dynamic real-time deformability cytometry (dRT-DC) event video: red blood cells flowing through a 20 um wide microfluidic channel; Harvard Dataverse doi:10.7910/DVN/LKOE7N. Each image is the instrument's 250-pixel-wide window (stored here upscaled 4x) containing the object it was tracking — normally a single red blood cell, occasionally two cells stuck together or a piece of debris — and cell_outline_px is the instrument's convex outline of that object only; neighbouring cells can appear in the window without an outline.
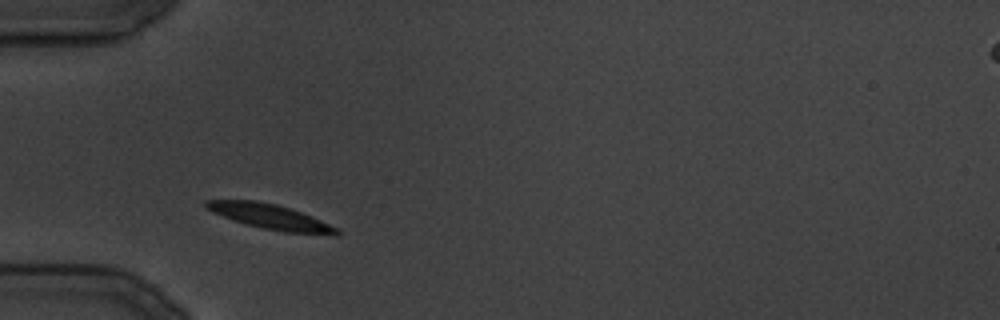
{"species": "common noctule bat (a hibernating species)", "species_latin": "Nyctalus noctula", "temperature_condition": "cold", "stored_images_in_passage": 77, "camera_frame_rate_fps": 3000, "um_per_image_px": 0.085, "animal": {"sex": "male", "body_mass_g": 19.5, "forearm_length_mm": 54.6}, "frame": {"image": 1, "passage_image": 1, "time_ms": 0.0, "image_size_px": [1000, 320], "cell_outline_px": [[344, 232], [336, 236], [332, 236], [284, 232], [244, 224], [232, 220], [212, 212], [204, 208], [204, 204], [208, 200], [256, 200], [276, 204], [300, 212], [340, 228]], "centroid_in_image_um": [23.04, 18.45], "position_along_channel_um": 62.0, "area_um2": 19.31}}
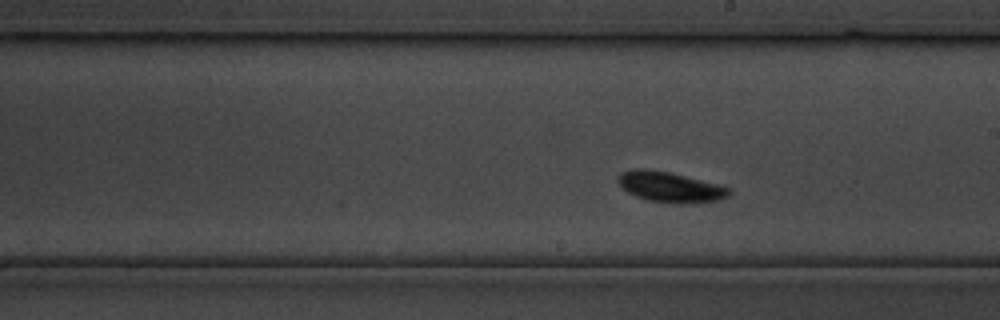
{"frame": {"image": 2, "passage_image": 35, "time_ms": 11.333, "image_size_px": [1000, 320], "cell_outline_px": [[732, 192], [728, 196], [716, 200], [684, 204], [676, 204], [648, 200], [636, 196], [628, 192], [616, 180], [616, 176], [620, 172], [632, 168], [648, 168], [668, 172], [716, 184], [728, 188]], "centroid_in_image_um": [56.88, 15.88], "position_along_channel_um": 232.1, "area_um2": 19.54}}
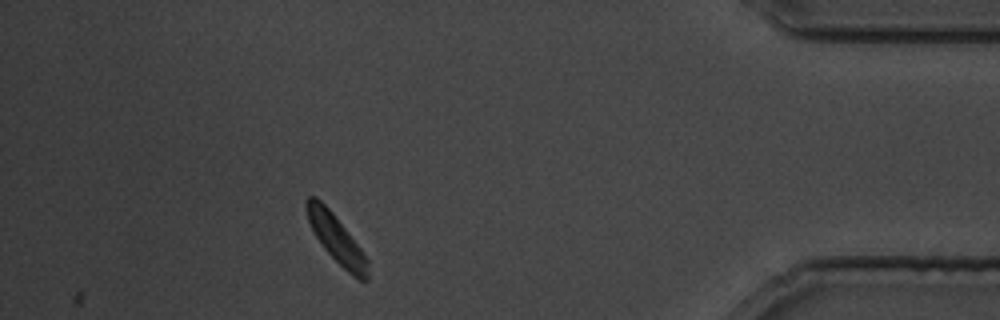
{"frame": {"image": 3, "passage_image": 77, "time_ms": 25.333, "image_size_px": [1000, 320], "cell_outline_px": [[368, 280], [360, 280], [352, 276], [324, 248], [316, 236], [308, 220], [304, 208], [304, 200], [308, 196], [316, 196], [332, 212], [360, 248], [368, 260]], "centroid_in_image_um": [28.56, 20.27], "position_along_channel_um": 406.6, "area_um2": 16.76}}